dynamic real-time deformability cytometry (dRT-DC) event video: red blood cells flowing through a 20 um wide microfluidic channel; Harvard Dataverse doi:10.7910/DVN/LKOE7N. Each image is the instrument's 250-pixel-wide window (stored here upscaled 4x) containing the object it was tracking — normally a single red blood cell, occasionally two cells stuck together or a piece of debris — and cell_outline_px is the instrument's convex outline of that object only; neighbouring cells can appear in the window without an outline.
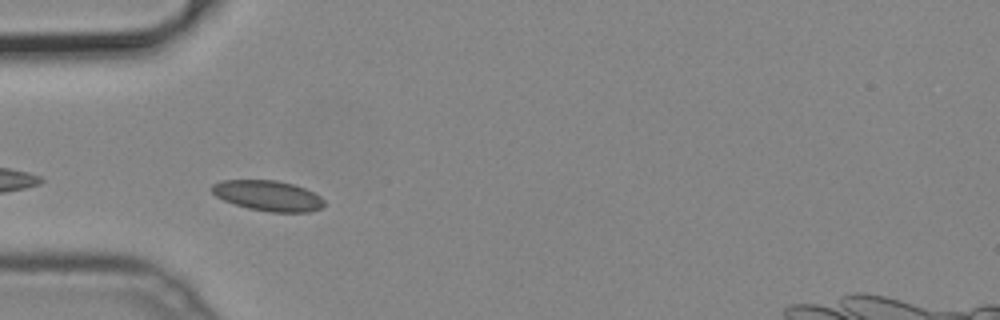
{"species": "common noctule bat (a hibernating species)", "species_latin": "Nyctalus noctula", "temperature_condition": "cold", "stored_images_in_passage": 5, "camera_frame_rate_fps": 3000, "um_per_image_px": 0.085, "animal": {"sex": "male", "body_mass_g": 19.2, "forearm_length_mm": 51.8}, "frame": {"image": 1, "passage_image": 2, "time_ms": 0.333, "image_size_px": [1000, 320], "cell_outline_px": [[324, 204], [320, 208], [308, 212], [272, 212], [248, 208], [224, 200], [216, 196], [212, 192], [212, 184], [220, 180], [276, 180], [292, 184], [304, 188], [320, 196], [324, 200]], "centroid_in_image_um": [22.76, 16.63], "position_along_channel_um": 62.2, "area_um2": 19.71}}